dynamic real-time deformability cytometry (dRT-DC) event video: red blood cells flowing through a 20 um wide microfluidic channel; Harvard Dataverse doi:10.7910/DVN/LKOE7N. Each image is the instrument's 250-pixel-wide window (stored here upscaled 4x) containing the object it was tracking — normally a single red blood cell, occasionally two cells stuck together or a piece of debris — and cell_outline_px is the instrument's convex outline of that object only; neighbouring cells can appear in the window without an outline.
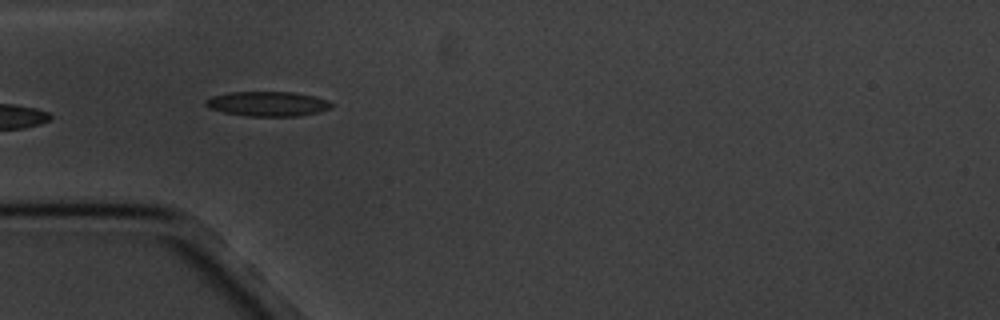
{"species": "common noctule bat (a hibernating species)", "species_latin": "Nyctalus noctula", "temperature_condition": "cold", "stored_images_in_passage": 6, "camera_frame_rate_fps": 3000, "um_per_image_px": 0.085, "animal": {"sex": "male", "body_mass_g": 20.1, "forearm_length_mm": 53.5}, "frame": {"image": 1, "passage_image": 4, "time_ms": 3.333, "image_size_px": [1000, 320], "cell_outline_px": [[336, 104], [332, 108], [320, 112], [296, 116], [248, 116], [224, 112], [208, 108], [204, 104], [204, 100], [212, 96], [228, 92], [292, 92], [316, 96], [328, 100]], "centroid_in_image_um": [22.79, 8.82], "position_along_channel_um": 62.2, "area_um2": 18.38}}
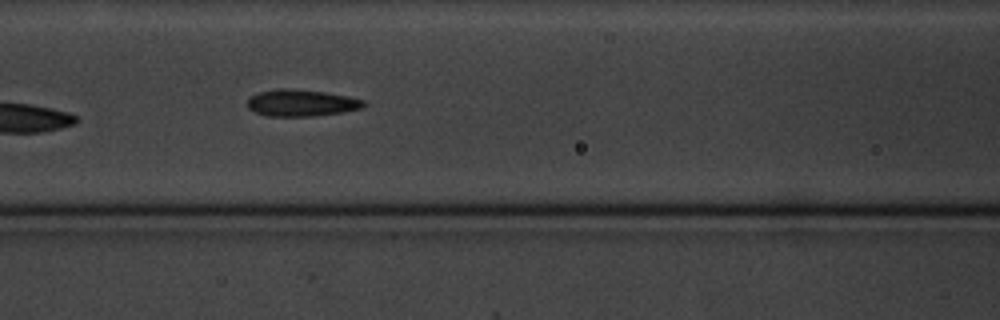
{"frame": {"image": 2, "passage_image": 6, "time_ms": 5.667, "image_size_px": [1000, 320], "cell_outline_px": [[364, 104], [360, 108], [340, 112], [312, 116], [264, 116], [248, 108], [248, 96], [260, 92], [276, 88], [284, 88], [324, 92], [364, 100]], "centroid_in_image_um": [25.52, 8.75], "position_along_channel_um": 141.1, "area_um2": 17.8}}